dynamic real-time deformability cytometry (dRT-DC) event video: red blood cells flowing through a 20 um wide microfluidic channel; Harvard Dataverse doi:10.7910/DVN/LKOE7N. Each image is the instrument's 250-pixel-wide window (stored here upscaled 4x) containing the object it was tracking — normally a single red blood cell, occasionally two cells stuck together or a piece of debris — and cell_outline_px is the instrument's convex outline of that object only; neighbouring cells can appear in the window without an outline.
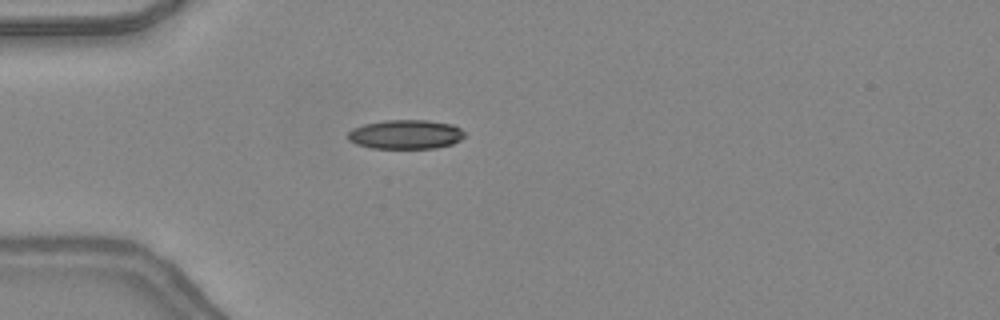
{"species": "common noctule bat (a hibernating species)", "species_latin": "Nyctalus noctula", "temperature_condition": "warm", "stored_images_in_passage": 48, "camera_frame_rate_fps": 3000, "um_per_image_px": 0.085, "animal": {"sex": "female", "body_mass_g": 24.6, "forearm_length_mm": 56.2}, "frame": {"image": 1, "passage_image": 15, "time_ms": 4.667, "image_size_px": [1000, 320], "cell_outline_px": [[464, 136], [460, 140], [452, 144], [436, 148], [372, 148], [356, 144], [348, 140], [348, 132], [352, 128], [364, 124], [384, 120], [428, 120], [452, 124], [460, 128], [464, 132]], "centroid_in_image_um": [34.47, 11.42], "position_along_channel_um": 50.5, "area_um2": 19.94}}
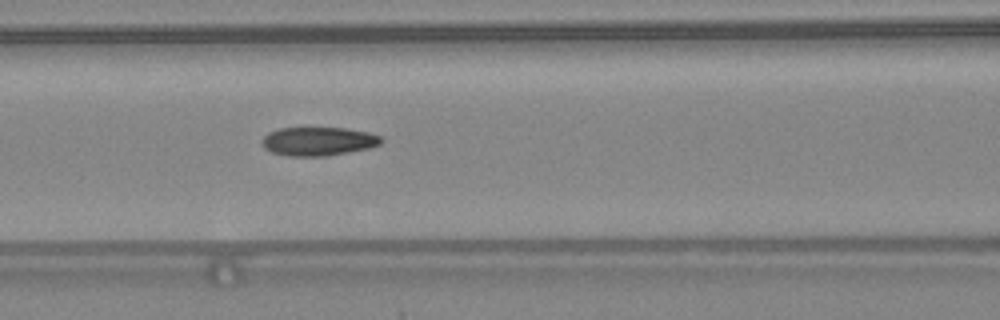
{"frame": {"image": 2, "passage_image": 22, "time_ms": 7.0, "image_size_px": [1000, 320], "cell_outline_px": [[384, 140], [380, 144], [368, 148], [328, 156], [288, 156], [272, 152], [264, 148], [260, 140], [268, 132], [280, 128], [348, 128], [368, 132], [380, 136]], "centroid_in_image_um": [27.04, 12.01], "position_along_channel_um": 139.6, "area_um2": 20.0}}
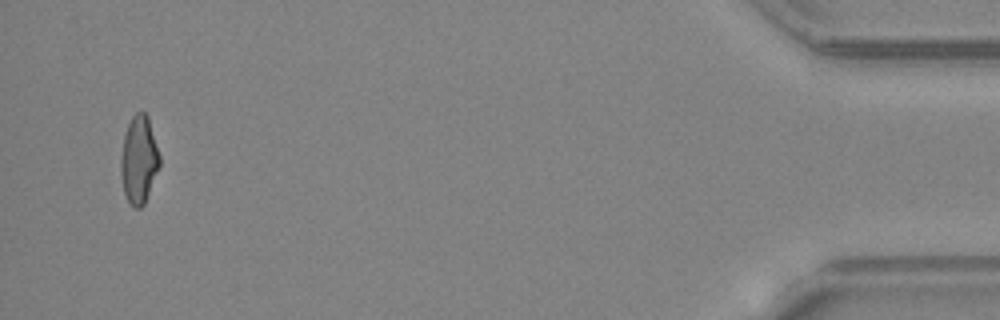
{"frame": {"image": 3, "passage_image": 47, "time_ms": 15.333, "image_size_px": [1000, 320], "cell_outline_px": [[160, 164], [144, 204], [140, 208], [132, 208], [124, 192], [120, 172], [120, 156], [124, 136], [128, 124], [132, 116], [136, 112], [144, 112], [148, 116], [160, 156]], "centroid_in_image_um": [11.79, 13.58], "position_along_channel_um": 423.4, "area_um2": 19.77}, "authors_computed_cell_mechanics": {"area_um2": 19.9121, "velocity_mm_per_s": 4.4076, "shape_relaxation_time_tau1_ms": 8.6663, "shape_relaxation_time_tau2_ms": 2.2238, "deformation_change_tau1": 0.2481, "deformation_change_tau2": 0.088}}